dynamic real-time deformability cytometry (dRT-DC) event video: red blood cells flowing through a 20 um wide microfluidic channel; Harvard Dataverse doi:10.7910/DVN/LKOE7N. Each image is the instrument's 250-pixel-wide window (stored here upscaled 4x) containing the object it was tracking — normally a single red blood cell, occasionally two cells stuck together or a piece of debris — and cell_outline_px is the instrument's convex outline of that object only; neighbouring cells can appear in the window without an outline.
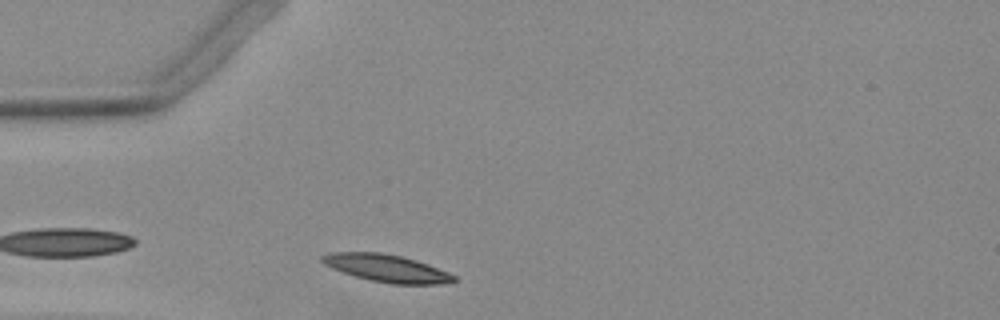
{"species": "Egyptian fruit bat (a non-hibernating species)", "species_latin": "Rousettus aegyptiacus", "temperature_condition": "warm", "stored_images_in_passage": 28, "camera_frame_rate_fps": 3000, "um_per_image_px": 0.085, "animal": {"sex": "female"}, "frame": {"image": 1, "passage_image": 3, "time_ms": 0.667, "image_size_px": [1000, 320], "cell_outline_px": [[456, 280], [440, 284], [392, 284], [368, 280], [332, 268], [324, 264], [320, 260], [320, 256], [332, 252], [380, 252], [400, 256], [416, 260], [428, 264], [448, 272], [456, 276]], "centroid_in_image_um": [32.85, 22.79], "position_along_channel_um": 52.1, "area_um2": 20.98}}
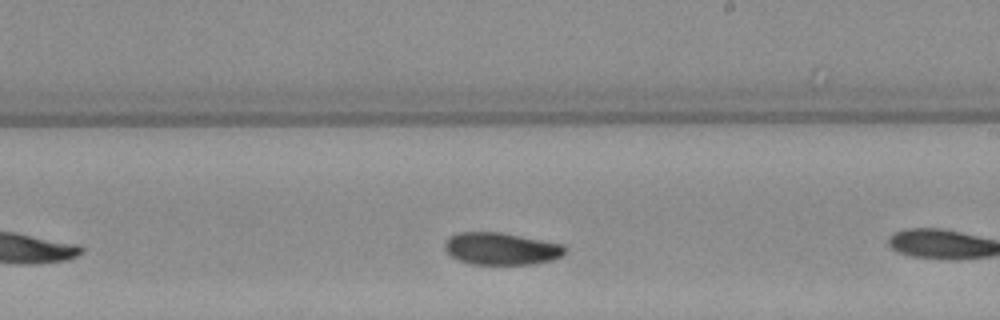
{"frame": {"image": 2, "passage_image": 16, "time_ms": 5.0, "image_size_px": [1000, 320], "cell_outline_px": [[568, 248], [560, 256], [552, 260], [532, 264], [468, 264], [452, 256], [444, 248], [444, 240], [448, 236], [460, 232], [500, 232], [564, 244]], "centroid_in_image_um": [42.59, 21.13], "position_along_channel_um": 246.4, "area_um2": 22.66}}
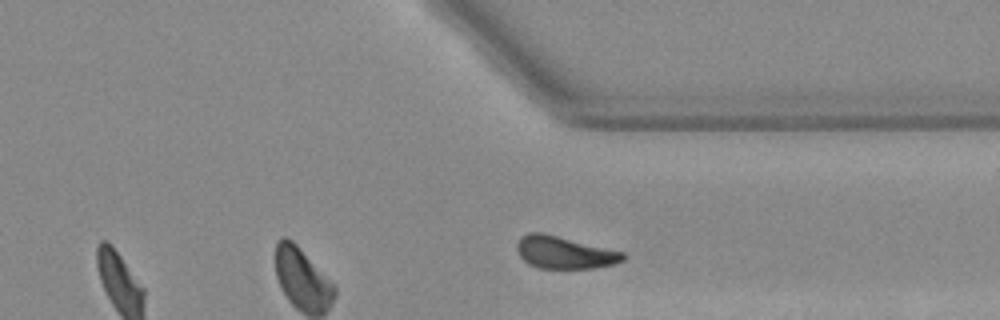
{"frame": {"image": 3, "passage_image": 28, "time_ms": 9.0, "image_size_px": [1000, 320], "cell_outline_px": [[628, 256], [624, 260], [616, 264], [592, 268], [540, 268], [528, 264], [520, 256], [516, 248], [516, 244], [520, 236], [528, 232], [540, 232], [624, 252]], "centroid_in_image_um": [47.97, 21.46], "position_along_channel_um": 363.4, "area_um2": 20.0}}